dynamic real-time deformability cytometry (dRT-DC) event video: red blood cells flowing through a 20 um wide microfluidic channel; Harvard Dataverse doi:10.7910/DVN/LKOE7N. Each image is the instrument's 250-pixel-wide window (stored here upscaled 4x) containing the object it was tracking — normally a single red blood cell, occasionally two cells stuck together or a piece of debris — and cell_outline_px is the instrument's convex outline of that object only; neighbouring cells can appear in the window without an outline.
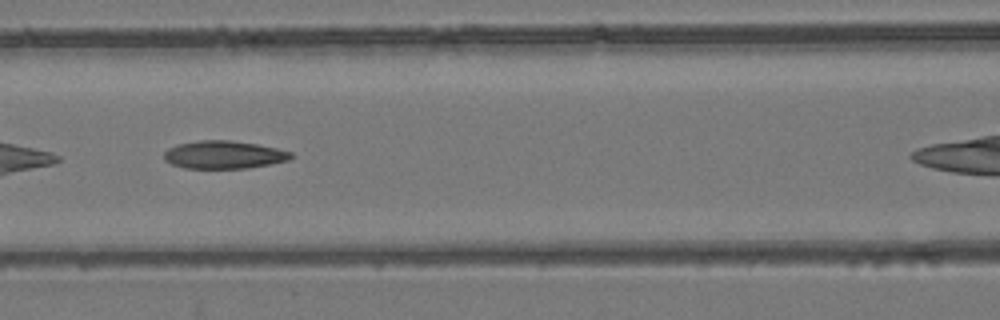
{"species": "common noctule bat (a hibernating species)", "species_latin": "Nyctalus noctula", "temperature_condition": "room temperature", "stored_images_in_passage": 6, "camera_frame_rate_fps": 3000, "um_per_image_px": 0.085, "animal": {"sex": "female", "body_mass_g": 24.6, "forearm_length_mm": 56.2}, "frame": {"image": 1, "passage_image": 3, "time_ms": 0.667, "image_size_px": [1000, 320], "cell_outline_px": [[292, 156], [288, 160], [248, 168], [184, 168], [172, 164], [164, 160], [164, 152], [168, 148], [176, 144], [200, 140], [232, 140], [256, 144], [276, 148], [292, 152]], "centroid_in_image_um": [18.99, 13.14], "position_along_channel_um": 147.6, "area_um2": 20.58}}
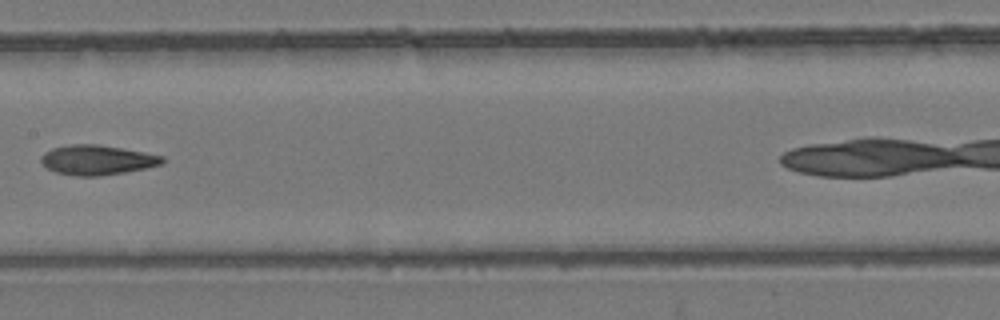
{"frame": {"image": 2, "passage_image": 4, "time_ms": 1.0, "image_size_px": [1000, 320], "cell_outline_px": [[164, 160], [160, 164], [144, 168], [124, 172], [100, 176], [76, 176], [56, 172], [48, 168], [40, 160], [40, 156], [44, 152], [52, 148], [72, 144], [96, 144], [144, 152], [164, 156]], "centroid_in_image_um": [8.22, 13.59], "position_along_channel_um": 199.2, "area_um2": 20.81}}
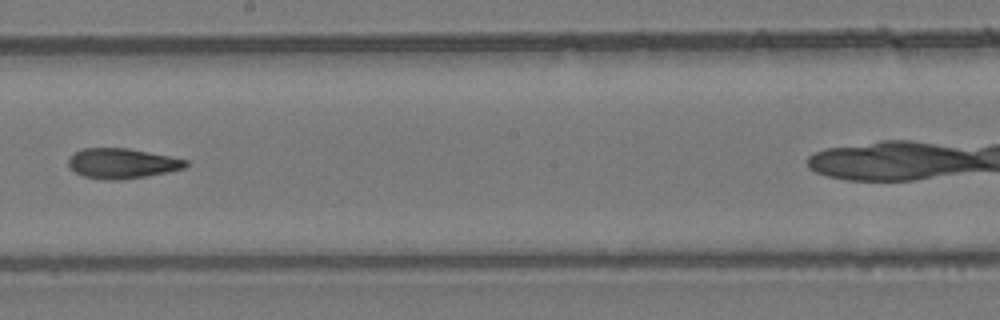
{"frame": {"image": 3, "passage_image": 5, "time_ms": 1.333, "image_size_px": [1000, 320], "cell_outline_px": [[188, 164], [184, 168], [144, 176], [120, 180], [112, 180], [84, 176], [76, 172], [68, 164], [68, 160], [76, 152], [84, 148], [128, 148], [188, 160]], "centroid_in_image_um": [10.37, 13.88], "position_along_channel_um": 237.8, "area_um2": 20.06}}